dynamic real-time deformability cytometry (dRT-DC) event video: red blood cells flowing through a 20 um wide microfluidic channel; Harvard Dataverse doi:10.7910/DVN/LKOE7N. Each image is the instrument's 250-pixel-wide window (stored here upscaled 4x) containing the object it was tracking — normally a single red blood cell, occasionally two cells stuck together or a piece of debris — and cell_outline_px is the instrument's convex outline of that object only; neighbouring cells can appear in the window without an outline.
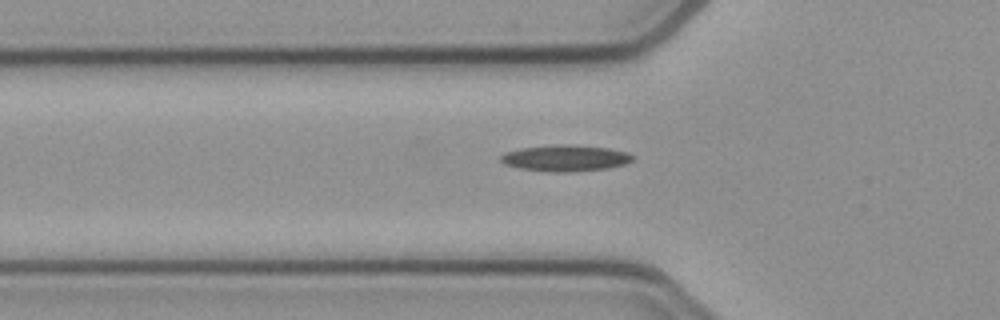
{"species": "common noctule bat (a hibernating species)", "species_latin": "Nyctalus noctula", "temperature_condition": "cold", "stored_images_in_passage": 37, "camera_frame_rate_fps": 3000, "um_per_image_px": 0.085, "animal": {"sex": "female", "body_mass_g": 21.9}, "frame": {"image": 1, "passage_image": 7, "time_ms": 2.0, "image_size_px": [1000, 320], "cell_outline_px": [[636, 156], [632, 160], [624, 164], [608, 168], [568, 172], [548, 172], [520, 168], [504, 164], [500, 160], [500, 156], [504, 152], [520, 148], [556, 144], [564, 144], [608, 148], [628, 152]], "centroid_in_image_um": [48.04, 13.44], "position_along_channel_um": 77.8, "area_um2": 20.29}}
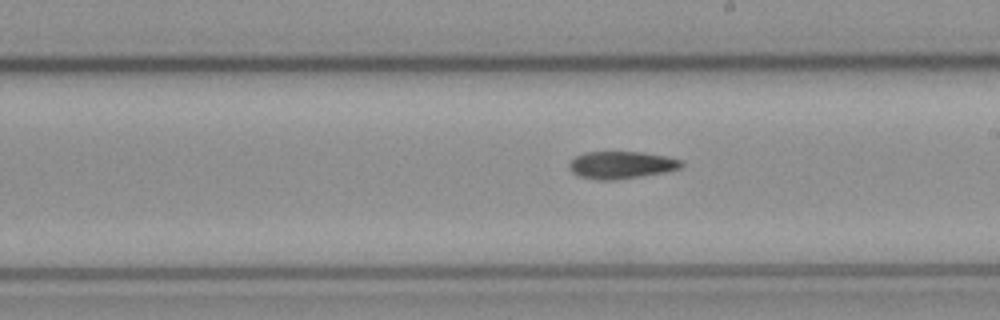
{"frame": {"image": 2, "passage_image": 19, "time_ms": 6.0, "image_size_px": [1000, 320], "cell_outline_px": [[684, 164], [680, 168], [664, 172], [616, 180], [596, 180], [580, 176], [572, 172], [568, 168], [568, 164], [576, 156], [584, 152], [640, 152], [664, 156], [680, 160]], "centroid_in_image_um": [52.77, 14.03], "position_along_channel_um": 236.2, "area_um2": 17.74}}
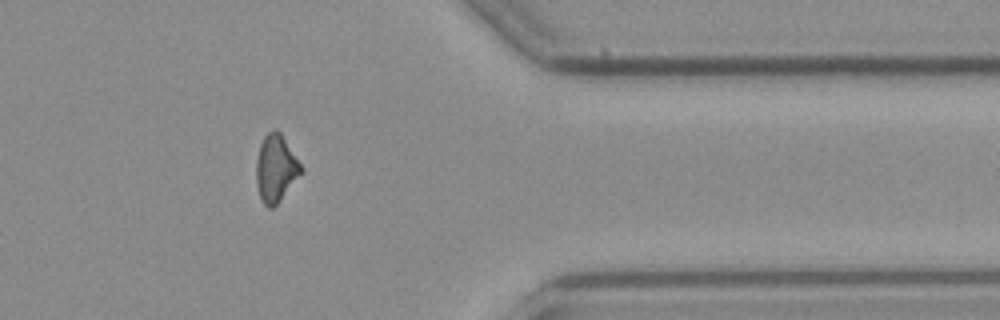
{"frame": {"image": 3, "passage_image": 32, "time_ms": 10.333, "image_size_px": [1000, 320], "cell_outline_px": [[304, 172], [280, 200], [272, 208], [268, 208], [260, 200], [256, 184], [256, 160], [260, 144], [264, 136], [272, 128], [276, 128], [280, 132], [304, 168]], "centroid_in_image_um": [23.45, 14.31], "position_along_channel_um": 388.0, "area_um2": 17.86}}